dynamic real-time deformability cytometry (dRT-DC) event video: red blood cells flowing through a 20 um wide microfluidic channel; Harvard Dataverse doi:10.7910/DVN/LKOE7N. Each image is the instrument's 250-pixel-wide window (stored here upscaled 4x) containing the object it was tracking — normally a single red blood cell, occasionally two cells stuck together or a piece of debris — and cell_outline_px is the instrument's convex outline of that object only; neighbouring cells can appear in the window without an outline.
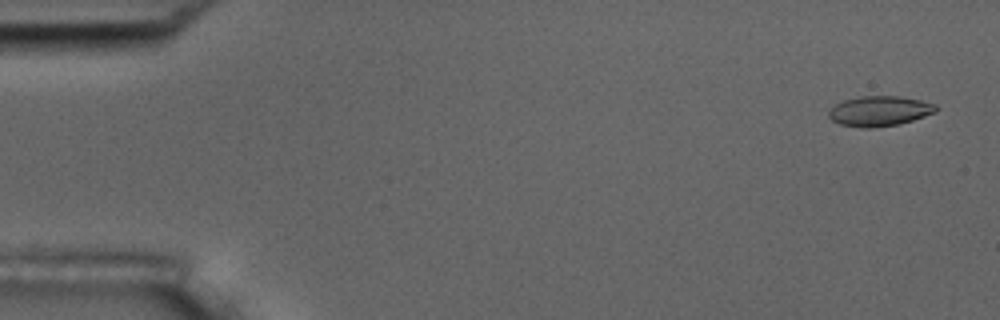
{"species": "common noctule bat (a hibernating species)", "species_latin": "Nyctalus noctula", "temperature_condition": "room temperature", "stored_images_in_passage": 5, "camera_frame_rate_fps": 3000, "um_per_image_px": 0.085, "animal": {"sex": "male", "body_mass_g": 17.5, "forearm_length_mm": 52.3}, "frame": {"image": 1, "passage_image": 1, "time_ms": 0.0, "image_size_px": [1000, 320], "cell_outline_px": [[936, 112], [900, 124], [872, 128], [864, 128], [840, 124], [832, 120], [828, 116], [828, 112], [836, 104], [844, 100], [860, 96], [900, 96], [920, 100], [936, 104]], "centroid_in_image_um": [74.75, 9.44], "position_along_channel_um": 10.2, "area_um2": 18.73}}
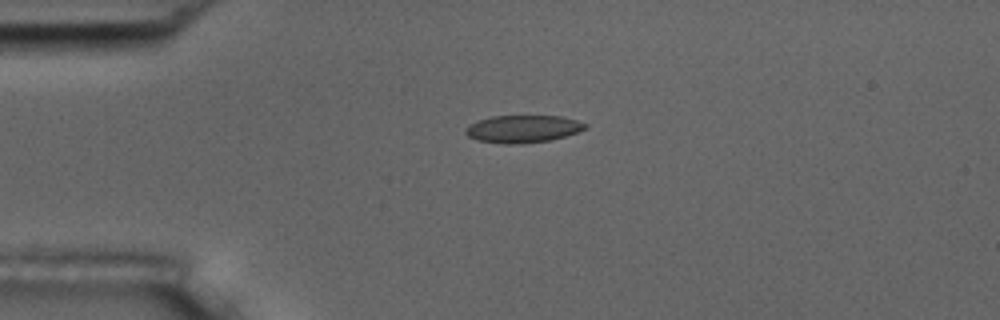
{"frame": {"image": 2, "passage_image": 4, "time_ms": 3.667, "image_size_px": [1000, 320], "cell_outline_px": [[588, 128], [564, 136], [548, 140], [520, 144], [504, 144], [476, 140], [468, 136], [464, 132], [464, 128], [468, 124], [492, 116], [560, 116], [576, 120], [588, 124]], "centroid_in_image_um": [44.41, 10.96], "position_along_channel_um": 40.6, "area_um2": 19.13}}